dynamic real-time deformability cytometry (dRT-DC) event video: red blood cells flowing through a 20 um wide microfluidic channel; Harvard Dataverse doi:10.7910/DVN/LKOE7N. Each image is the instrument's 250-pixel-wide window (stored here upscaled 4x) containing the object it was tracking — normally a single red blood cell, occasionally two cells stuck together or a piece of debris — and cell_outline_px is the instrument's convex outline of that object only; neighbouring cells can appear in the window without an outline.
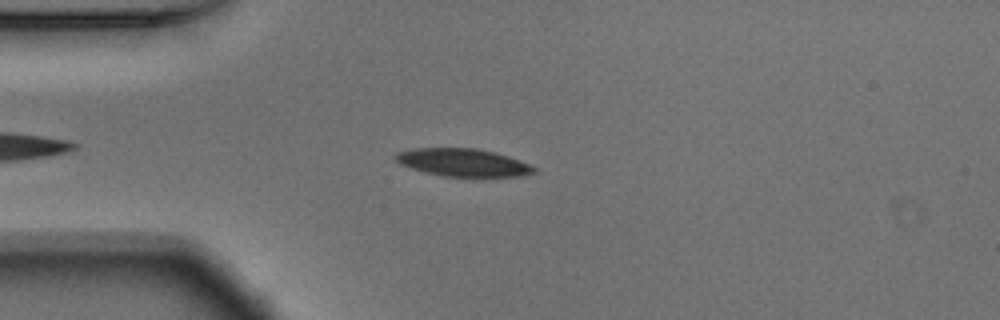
{"species": "Egyptian fruit bat (a non-hibernating species)", "species_latin": "Rousettus aegyptiacus", "temperature_condition": "warm", "stored_images_in_passage": 39, "camera_frame_rate_fps": 3000, "um_per_image_px": 0.085, "animal": {"sex": "male"}, "frame": {"image": 1, "passage_image": 2, "time_ms": 0.333, "image_size_px": [1000, 320], "cell_outline_px": [[536, 172], [520, 176], [472, 180], [444, 176], [412, 168], [400, 164], [392, 156], [396, 152], [416, 148], [476, 148], [496, 152], [508, 156], [528, 164], [536, 168]], "centroid_in_image_um": [39.4, 13.86], "position_along_channel_um": 45.6, "area_um2": 23.24}}
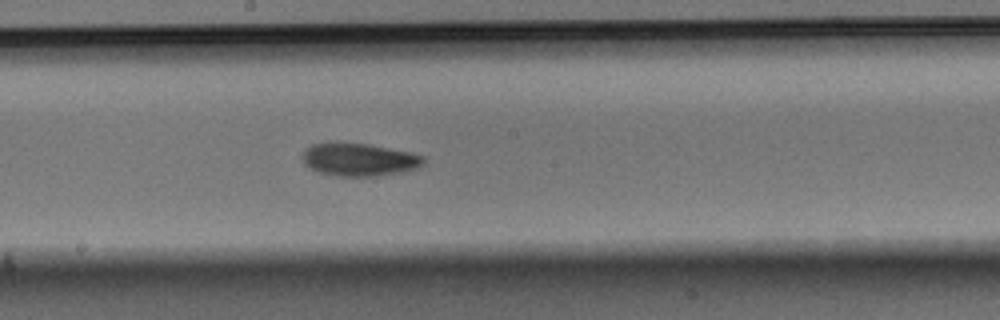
{"frame": {"image": 2, "passage_image": 17, "time_ms": 5.333, "image_size_px": [1000, 320], "cell_outline_px": [[424, 164], [420, 168], [400, 172], [376, 176], [336, 176], [320, 172], [308, 168], [304, 164], [300, 156], [312, 144], [368, 144], [412, 152], [424, 156]], "centroid_in_image_um": [30.56, 13.59], "position_along_channel_um": 217.6, "area_um2": 23.0}}
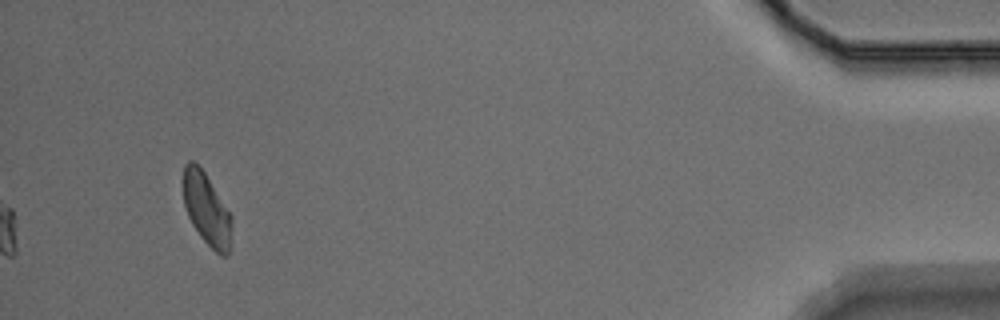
{"frame": {"image": 3, "passage_image": 39, "time_ms": 12.667, "image_size_px": [1000, 320], "cell_outline_px": [[232, 244], [228, 256], [220, 256], [200, 236], [192, 224], [188, 216], [184, 204], [180, 180], [184, 164], [188, 160], [192, 160], [204, 172], [232, 216]], "centroid_in_image_um": [17.54, 17.78], "position_along_channel_um": 417.7, "area_um2": 20.92}, "authors_computed_cell_mechanics": {"area_um2": 22.3686, "velocity_mm_per_s": 3.732, "shape_relaxation_time_tau1_ms": 3.9156, "shape_relaxation_time_tau2_ms": 3.449, "deformation_change_tau1": 0.1195, "deformation_change_tau2": 0.0908}}